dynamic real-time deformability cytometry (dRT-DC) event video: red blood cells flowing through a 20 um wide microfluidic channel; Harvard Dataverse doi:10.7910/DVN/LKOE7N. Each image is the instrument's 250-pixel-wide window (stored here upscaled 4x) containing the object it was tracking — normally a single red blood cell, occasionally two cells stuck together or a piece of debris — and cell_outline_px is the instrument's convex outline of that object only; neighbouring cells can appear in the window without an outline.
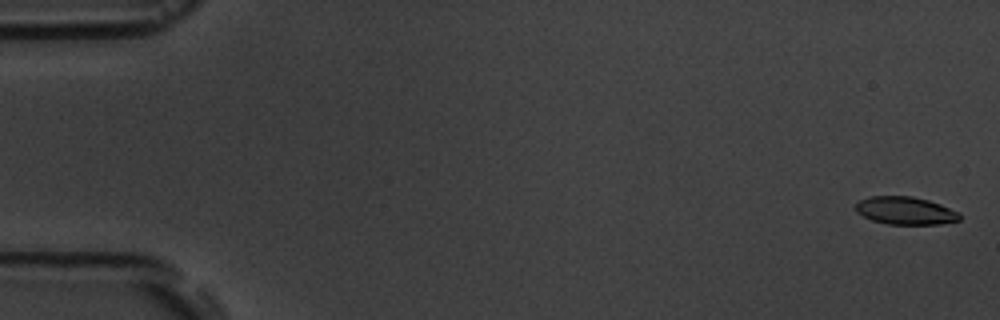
{"species": "common noctule bat (a hibernating species)", "species_latin": "Nyctalus noctula", "temperature_condition": "room temperature", "stored_images_in_passage": 5, "camera_frame_rate_fps": 3000, "um_per_image_px": 0.085, "animal": {"sex": "male", "body_mass_g": 19.5, "forearm_length_mm": 54.6}, "frame": {"image": 1, "passage_image": 1, "time_ms": 0.0, "image_size_px": [1000, 320], "cell_outline_px": [[960, 220], [940, 224], [888, 224], [872, 220], [856, 212], [856, 204], [860, 200], [868, 196], [912, 196], [928, 200], [940, 204], [960, 212]], "centroid_in_image_um": [76.97, 17.9], "position_along_channel_um": 8.0, "area_um2": 16.82}}
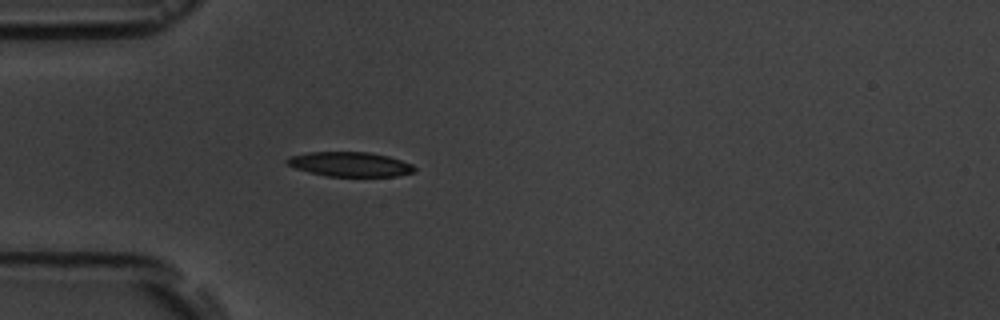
{"frame": {"image": 2, "passage_image": 5, "time_ms": 5.0, "image_size_px": [1000, 320], "cell_outline_px": [[416, 172], [396, 176], [328, 176], [308, 172], [296, 168], [288, 164], [284, 160], [288, 156], [308, 152], [368, 152], [388, 156], [412, 164], [416, 168]], "centroid_in_image_um": [29.74, 13.96], "position_along_channel_um": 55.3, "area_um2": 18.26}}